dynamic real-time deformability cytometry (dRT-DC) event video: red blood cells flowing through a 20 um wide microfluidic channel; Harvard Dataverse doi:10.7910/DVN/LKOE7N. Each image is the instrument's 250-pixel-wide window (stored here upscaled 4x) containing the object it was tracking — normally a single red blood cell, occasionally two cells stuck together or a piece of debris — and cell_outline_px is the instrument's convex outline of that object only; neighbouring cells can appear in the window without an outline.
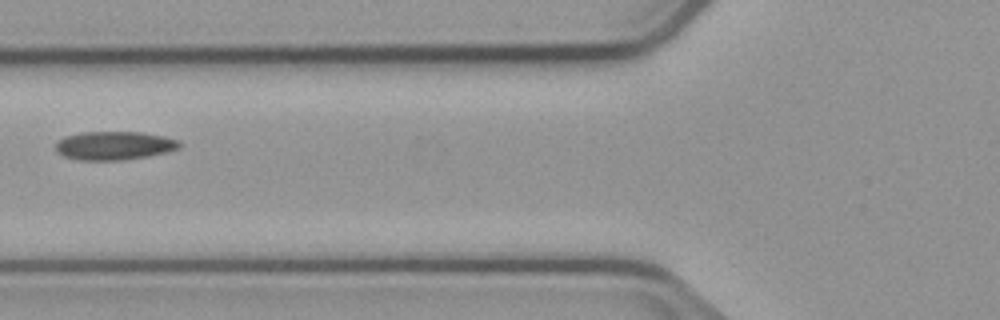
{"species": "common noctule bat (a hibernating species)", "species_latin": "Nyctalus noctula", "temperature_condition": "cold", "stored_images_in_passage": 7, "camera_frame_rate_fps": 3000, "um_per_image_px": 0.085, "animal": {"sex": "male", "body_mass_g": 23.1, "forearm_length_mm": 52.7}, "frame": {"image": 1, "passage_image": 6, "time_ms": 7.0, "image_size_px": [1000, 320], "cell_outline_px": [[180, 148], [168, 152], [148, 156], [120, 160], [80, 160], [64, 156], [56, 152], [56, 140], [64, 136], [80, 132], [140, 132], [164, 136], [180, 140]], "centroid_in_image_um": [9.7, 12.37], "position_along_channel_um": 116.1, "area_um2": 20.75}}
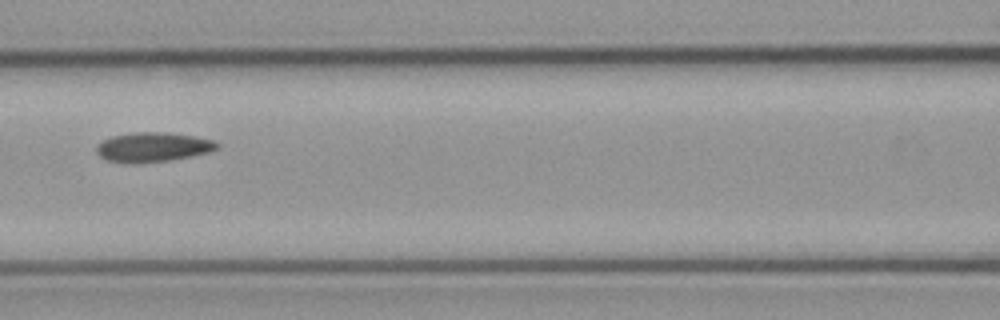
{"frame": {"image": 2, "passage_image": 7, "time_ms": 8.0, "image_size_px": [1000, 320], "cell_outline_px": [[220, 148], [212, 152], [192, 156], [168, 160], [136, 164], [124, 164], [104, 160], [96, 152], [96, 144], [112, 136], [136, 132], [164, 132], [192, 136], [216, 140], [220, 144]], "centroid_in_image_um": [13.0, 12.52], "position_along_channel_um": 153.6, "area_um2": 21.15}}